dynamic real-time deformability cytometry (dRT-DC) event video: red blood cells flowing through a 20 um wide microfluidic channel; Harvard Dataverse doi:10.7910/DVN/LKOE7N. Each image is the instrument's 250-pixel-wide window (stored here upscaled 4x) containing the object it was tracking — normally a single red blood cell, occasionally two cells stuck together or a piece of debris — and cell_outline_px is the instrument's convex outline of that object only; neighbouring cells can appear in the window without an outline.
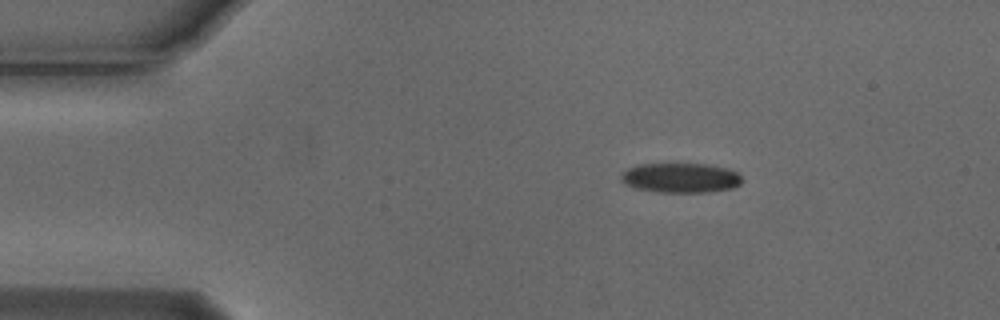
{"species": "Egyptian fruit bat (a non-hibernating species)", "species_latin": "Rousettus aegyptiacus", "temperature_condition": "cold", "stored_images_in_passage": 3, "camera_frame_rate_fps": 3000, "um_per_image_px": 0.085, "animal": {"sex": "male"}, "frame": {"image": 1, "passage_image": 1, "time_ms": 0.0, "image_size_px": [1000, 320], "cell_outline_px": [[744, 180], [740, 184], [732, 188], [708, 192], [660, 192], [636, 188], [620, 180], [620, 172], [636, 164], [708, 164], [728, 168], [740, 172]], "centroid_in_image_um": [57.89, 15.1], "position_along_channel_um": 27.1, "area_um2": 21.21}}
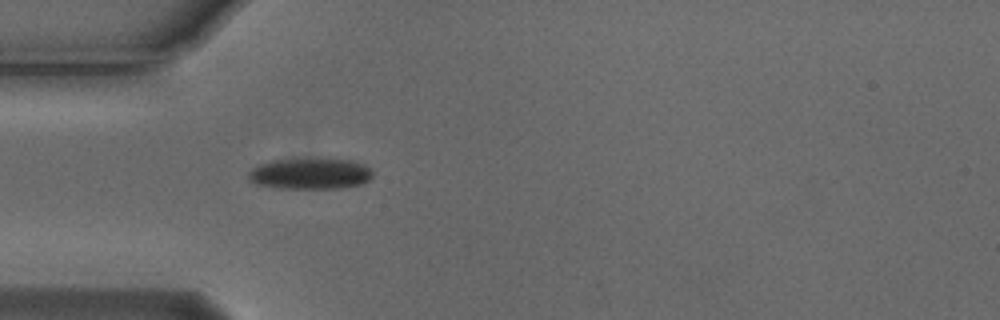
{"frame": {"image": 2, "passage_image": 3, "time_ms": 0.667, "image_size_px": [1000, 320], "cell_outline_px": [[372, 176], [368, 180], [360, 184], [340, 188], [276, 188], [256, 184], [248, 176], [248, 172], [252, 168], [260, 164], [272, 160], [352, 160], [364, 164], [372, 168]], "centroid_in_image_um": [26.38, 14.78], "position_along_channel_um": 58.6, "area_um2": 22.08}}